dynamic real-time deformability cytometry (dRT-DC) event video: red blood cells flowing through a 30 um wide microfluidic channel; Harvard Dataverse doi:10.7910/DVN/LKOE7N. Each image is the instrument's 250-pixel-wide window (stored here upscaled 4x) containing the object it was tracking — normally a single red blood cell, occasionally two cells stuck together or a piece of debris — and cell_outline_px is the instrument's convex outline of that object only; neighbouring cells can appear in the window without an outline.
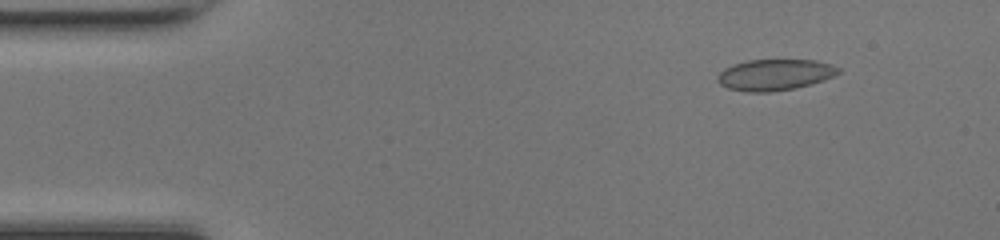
{"species": "common noctule bat (a hibernating species)", "species_latin": "Nyctalus noctula", "temperature_condition": "room temperature", "stored_images_in_passage": 13, "camera_frame_rate_fps": 3000, "um_per_image_px": 0.085, "animal": {"sex": "female", "body_mass_g": 17.0, "forearm_length_mm": 48.0}, "frame": {"image": 1, "passage_image": 6, "time_ms": 1.667, "image_size_px": [1000, 240], "cell_outline_px": [[840, 72], [824, 80], [812, 84], [796, 88], [768, 92], [748, 92], [728, 88], [720, 84], [716, 80], [716, 76], [724, 68], [748, 60], [816, 60], [832, 64], [840, 68]], "centroid_in_image_um": [65.86, 6.36], "position_along_channel_um": 19.1, "area_um2": 21.96}}